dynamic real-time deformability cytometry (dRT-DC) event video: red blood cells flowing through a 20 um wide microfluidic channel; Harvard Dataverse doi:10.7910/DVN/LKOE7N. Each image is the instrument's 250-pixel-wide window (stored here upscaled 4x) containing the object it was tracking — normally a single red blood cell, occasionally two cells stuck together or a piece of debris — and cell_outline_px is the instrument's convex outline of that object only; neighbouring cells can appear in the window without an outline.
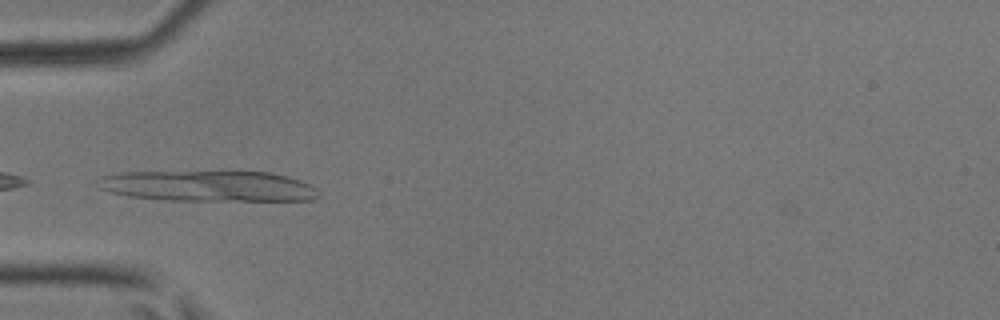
{"species": "common noctule bat (a hibernating species)", "species_latin": "Nyctalus noctula", "temperature_condition": "room temperature", "stored_images_in_passage": 5, "camera_frame_rate_fps": 3000, "um_per_image_px": 0.085, "animal": {"sex": "male", "body_mass_g": 17.9, "forearm_length_mm": 54.2}, "frame": {"image": 1, "passage_image": 4, "time_ms": 1.0, "image_size_px": [1000, 320], "cell_outline_px": [[320, 196], [316, 200], [172, 200], [128, 196], [112, 192], [100, 188], [96, 184], [104, 176], [120, 172], [268, 172], [288, 176], [300, 180], [316, 188]], "centroid_in_image_um": [17.75, 15.82], "position_along_channel_um": 67.2, "area_um2": 39.19}}